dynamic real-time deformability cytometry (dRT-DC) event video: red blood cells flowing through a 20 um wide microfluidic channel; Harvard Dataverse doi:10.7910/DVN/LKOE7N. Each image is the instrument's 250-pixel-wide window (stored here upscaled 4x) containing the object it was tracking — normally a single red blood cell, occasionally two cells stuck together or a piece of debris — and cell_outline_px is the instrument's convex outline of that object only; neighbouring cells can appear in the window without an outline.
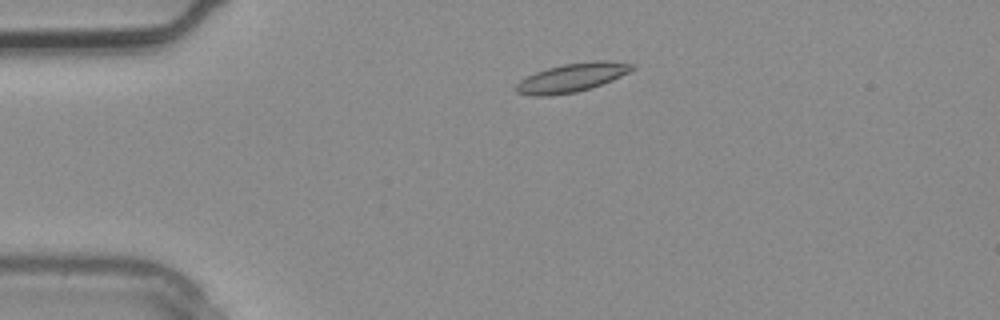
{"species": "common noctule bat (a hibernating species)", "species_latin": "Nyctalus noctula", "temperature_condition": "warm", "stored_images_in_passage": 2, "camera_frame_rate_fps": 3000, "um_per_image_px": 0.085, "animal": {"sex": "male", "body_mass_g": 20.4}, "frame": {"image": 1, "passage_image": 1, "time_ms": 0.0, "image_size_px": [1000, 320], "cell_outline_px": [[636, 68], [612, 80], [592, 88], [576, 92], [552, 96], [532, 96], [516, 92], [516, 84], [520, 80], [536, 72], [548, 68], [564, 64], [596, 60], [604, 60], [636, 64]], "centroid_in_image_um": [48.63, 6.6], "position_along_channel_um": 36.4, "area_um2": 19.42}}